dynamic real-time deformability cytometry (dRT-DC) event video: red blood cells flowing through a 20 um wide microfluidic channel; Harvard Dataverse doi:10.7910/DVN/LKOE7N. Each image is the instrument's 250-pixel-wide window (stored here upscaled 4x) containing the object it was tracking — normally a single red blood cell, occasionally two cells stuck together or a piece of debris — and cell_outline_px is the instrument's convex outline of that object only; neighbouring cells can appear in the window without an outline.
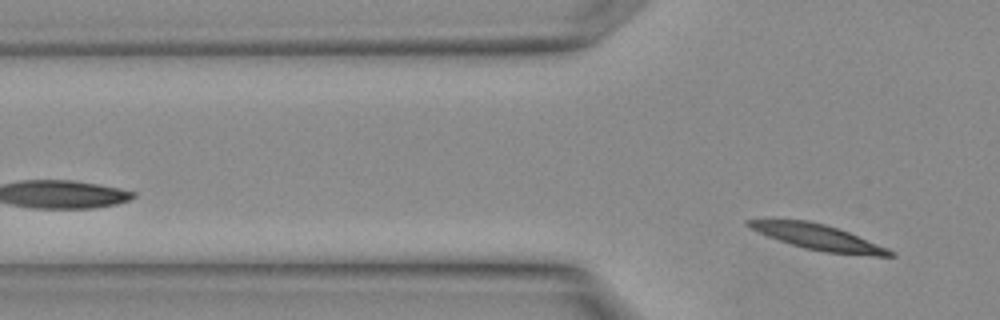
{"species": "Egyptian fruit bat (a non-hibernating species)", "species_latin": "Rousettus aegyptiacus", "temperature_condition": "warm", "stored_images_in_passage": 4, "segment_of_instrument_passage": [2, 2], "camera_frame_rate_fps": 3000, "um_per_image_px": 0.085, "animal": {"sex": "female"}, "frame": {"image": 1, "passage_image": 4, "time_ms": 1.0, "image_size_px": [1000, 320], "cell_outline_px": [[896, 256], [872, 256], [824, 252], [804, 248], [768, 236], [748, 228], [744, 224], [744, 220], [808, 220], [824, 224], [848, 232], [888, 248], [896, 252]], "centroid_in_image_um": [69.55, 20.17], "position_along_channel_um": 56.2, "area_um2": 20.87}}